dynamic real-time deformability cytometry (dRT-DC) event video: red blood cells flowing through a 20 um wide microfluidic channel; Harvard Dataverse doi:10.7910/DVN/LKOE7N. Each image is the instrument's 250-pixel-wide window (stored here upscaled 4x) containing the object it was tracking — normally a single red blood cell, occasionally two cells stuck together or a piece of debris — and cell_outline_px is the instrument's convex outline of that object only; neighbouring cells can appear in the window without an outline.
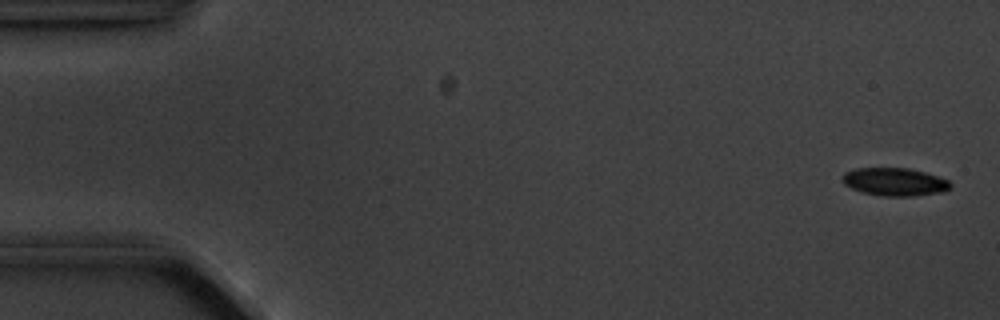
{"species": "common noctule bat (a hibernating species)", "species_latin": "Nyctalus noctula", "temperature_condition": "cold", "stored_images_in_passage": 4, "camera_frame_rate_fps": 3000, "um_per_image_px": 0.085, "animal": {"sex": "male", "body_mass_g": 20.1, "forearm_length_mm": 53.5}, "frame": {"image": 1, "passage_image": 1, "time_ms": 0.0, "image_size_px": [1000, 320], "cell_outline_px": [[952, 184], [944, 192], [912, 196], [884, 196], [860, 192], [844, 184], [840, 180], [840, 176], [844, 172], [856, 168], [908, 168], [924, 172], [948, 180]], "centroid_in_image_um": [75.99, 15.45], "position_along_channel_um": 9.0, "area_um2": 17.69}}